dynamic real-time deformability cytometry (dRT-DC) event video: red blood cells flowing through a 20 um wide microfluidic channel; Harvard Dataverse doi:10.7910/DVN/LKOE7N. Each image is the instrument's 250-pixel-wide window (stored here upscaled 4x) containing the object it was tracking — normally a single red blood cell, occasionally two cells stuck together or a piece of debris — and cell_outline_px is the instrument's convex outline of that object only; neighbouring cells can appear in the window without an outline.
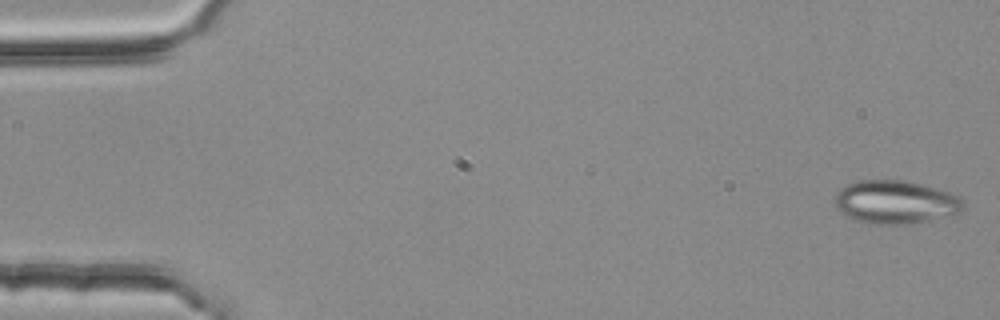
{"species": "common noctule bat (a hibernating species)", "species_latin": "Nyctalus noctula", "temperature_condition": "room temperature", "stored_images_in_passage": 54, "camera_frame_rate_fps": 3000, "um_per_image_px": 0.085, "animal": {"sex": "female", "body_mass_g": 25.1}, "frame": {"image": 1, "passage_image": 1, "time_ms": 0.0, "image_size_px": [1000, 320], "cell_outline_px": [[964, 208], [960, 212], [928, 220], [908, 224], [868, 224], [856, 220], [840, 212], [836, 208], [836, 196], [840, 188], [856, 180], [904, 180], [920, 184], [948, 192], [960, 196], [964, 204]], "centroid_in_image_um": [76.1, 17.18], "position_along_channel_um": 8.9, "area_um2": 32.19}}
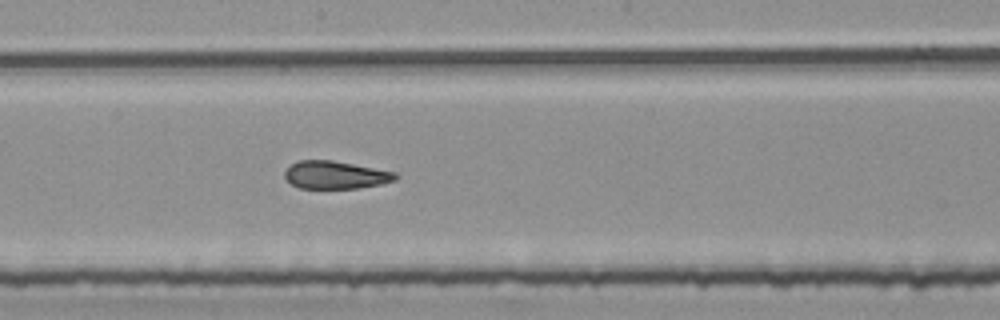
{"frame": {"image": 2, "passage_image": 29, "time_ms": 9.333, "image_size_px": [1000, 320], "cell_outline_px": [[396, 180], [380, 184], [360, 188], [300, 188], [292, 184], [284, 176], [284, 172], [292, 164], [300, 160], [332, 160], [396, 172]], "centroid_in_image_um": [28.51, 14.87], "position_along_channel_um": 219.7, "area_um2": 17.74}}
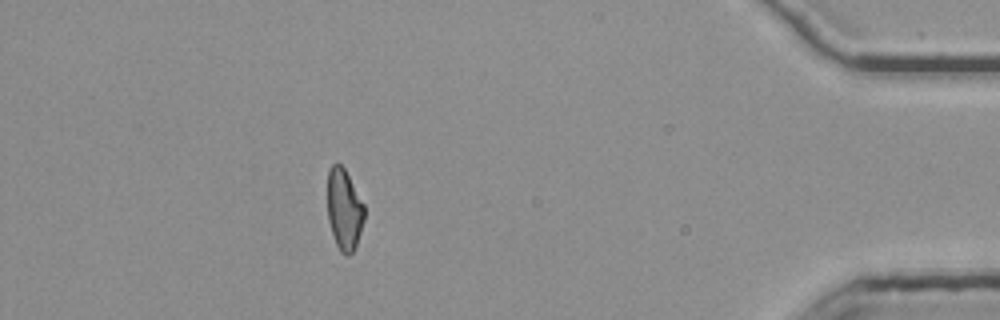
{"frame": {"image": 3, "passage_image": 48, "time_ms": 15.667, "image_size_px": [1000, 320], "cell_outline_px": [[364, 220], [356, 244], [352, 252], [348, 256], [344, 256], [340, 252], [336, 244], [328, 220], [328, 168], [332, 164], [340, 164], [344, 168], [364, 204]], "centroid_in_image_um": [29.25, 17.81], "position_along_channel_um": 406.0, "area_um2": 17.28}, "authors_computed_cell_mechanics": {"area_um2": 18.7272, "velocity_mm_per_s": 3.8068, "shape_relaxation_time_tau1_ms": null, "shape_relaxation_time_tau2_ms": 3.3087, "deformation_change_tau1": null, "deformation_change_tau2": 0.1274}}